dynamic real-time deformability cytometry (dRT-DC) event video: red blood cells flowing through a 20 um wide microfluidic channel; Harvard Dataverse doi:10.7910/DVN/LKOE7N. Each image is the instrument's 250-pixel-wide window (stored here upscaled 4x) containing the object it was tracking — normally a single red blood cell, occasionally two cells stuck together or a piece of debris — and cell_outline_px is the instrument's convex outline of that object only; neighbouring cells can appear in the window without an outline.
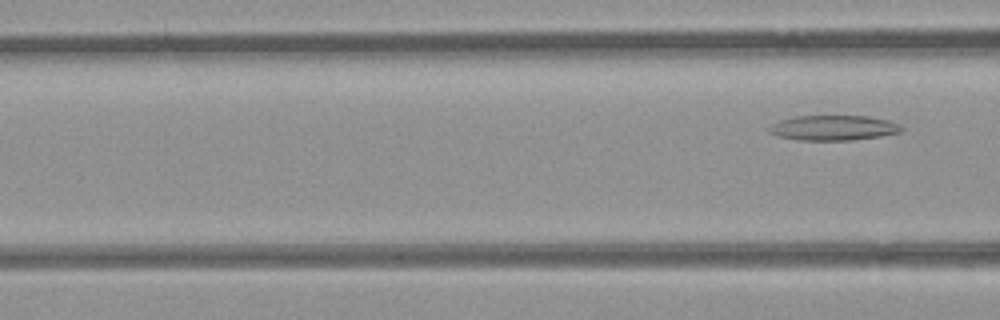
{"species": "common noctule bat (a hibernating species)", "species_latin": "Nyctalus noctula", "temperature_condition": "room temperature", "stored_images_in_passage": 4, "segment_of_instrument_passage": [2, 2], "camera_frame_rate_fps": 3000, "um_per_image_px": 0.085, "animal": {"sex": "female", "body_mass_g": 21.9}, "frame": {"image": 1, "passage_image": 4, "time_ms": 4.333, "image_size_px": [1000, 320], "cell_outline_px": [[904, 132], [880, 136], [852, 140], [796, 140], [780, 136], [768, 132], [768, 128], [772, 124], [780, 120], [796, 116], [868, 116], [888, 120], [900, 124], [904, 128]], "centroid_in_image_um": [70.88, 10.87], "position_along_channel_um": 95.7, "area_um2": 19.42}}